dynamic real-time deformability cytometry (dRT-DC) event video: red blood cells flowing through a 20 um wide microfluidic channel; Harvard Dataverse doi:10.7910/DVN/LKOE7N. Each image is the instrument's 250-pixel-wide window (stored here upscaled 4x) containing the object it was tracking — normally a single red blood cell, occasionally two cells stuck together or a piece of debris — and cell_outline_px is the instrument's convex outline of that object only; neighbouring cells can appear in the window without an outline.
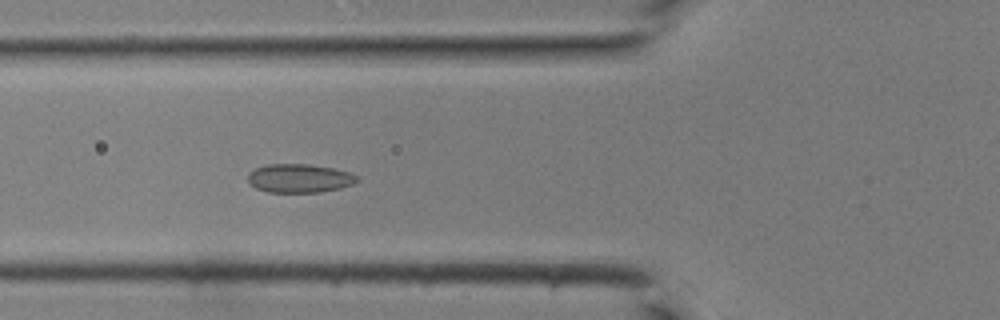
{"species": "common noctule bat (a hibernating species)", "species_latin": "Nyctalus noctula", "temperature_condition": "room temperature", "stored_images_in_passage": 31, "camera_frame_rate_fps": 3000, "um_per_image_px": 0.085, "animal": {"sex": "male", "body_mass_g": 19.0, "forearm_length_mm": 50.8}, "frame": {"image": 1, "passage_image": 5, "time_ms": 1.333, "image_size_px": [1000, 320], "cell_outline_px": [[360, 180], [352, 184], [340, 188], [320, 192], [268, 192], [256, 188], [248, 180], [248, 172], [256, 168], [268, 164], [308, 164], [332, 168], [348, 172], [356, 176]], "centroid_in_image_um": [25.44, 15.15], "position_along_channel_um": 100.4, "area_um2": 18.09}}
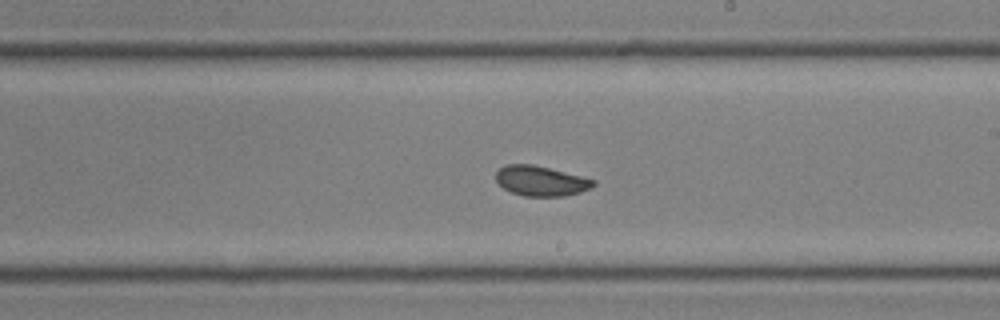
{"frame": {"image": 2, "passage_image": 14, "time_ms": 4.333, "image_size_px": [1000, 320], "cell_outline_px": [[596, 184], [580, 192], [564, 196], [524, 196], [512, 192], [504, 188], [496, 180], [496, 172], [504, 164], [532, 164], [596, 180]], "centroid_in_image_um": [45.95, 15.37], "position_along_channel_um": 243.1, "area_um2": 16.82}}
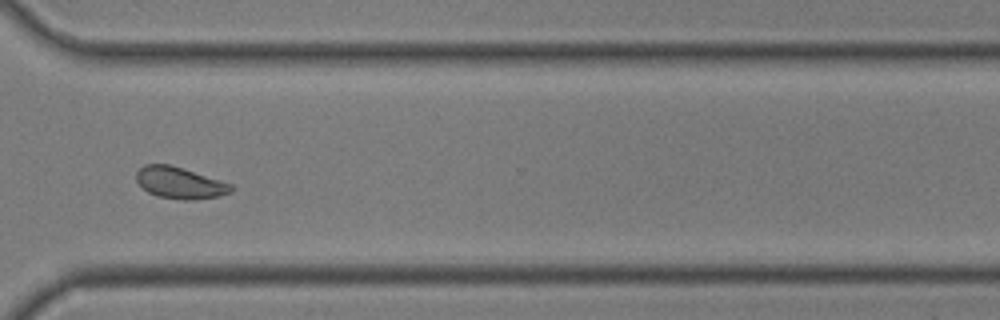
{"frame": {"image": 3, "passage_image": 21, "time_ms": 6.667, "image_size_px": [1000, 320], "cell_outline_px": [[232, 192], [220, 196], [196, 200], [184, 200], [156, 196], [148, 192], [136, 180], [136, 172], [144, 164], [168, 164], [184, 168], [232, 184]], "centroid_in_image_um": [15.29, 15.54], "position_along_channel_um": 355.3, "area_um2": 17.51}}